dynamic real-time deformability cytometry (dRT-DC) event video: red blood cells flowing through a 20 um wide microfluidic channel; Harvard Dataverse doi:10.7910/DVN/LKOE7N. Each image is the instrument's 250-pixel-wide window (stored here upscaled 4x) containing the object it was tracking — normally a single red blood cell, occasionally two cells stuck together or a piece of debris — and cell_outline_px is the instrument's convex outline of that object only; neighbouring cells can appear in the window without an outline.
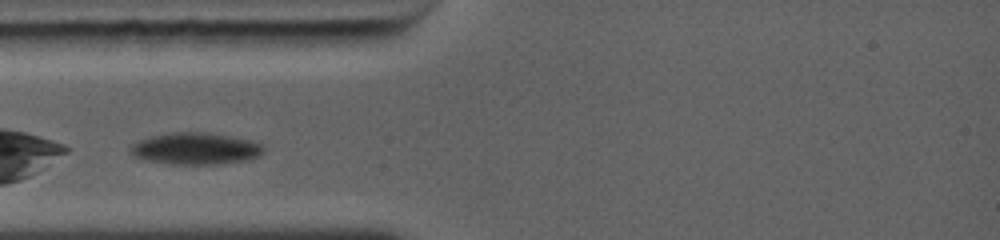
{"species": "common noctule bat (a hibernating species)", "species_latin": "Nyctalus noctula", "temperature_condition": "warm", "stored_images_in_passage": 4, "camera_frame_rate_fps": 5000, "um_per_image_px": 0.085, "animal": {"sex": "female", "body_mass_g": 19.0, "forearm_length_mm": 56.7}, "frame": {"image": 1, "passage_image": 2, "time_ms": 0.6, "image_size_px": [1000, 240], "cell_outline_px": [[264, 152], [248, 160], [220, 164], [172, 164], [144, 160], [128, 152], [128, 148], [136, 140], [152, 136], [172, 132], [208, 132], [248, 140], [260, 144], [264, 148]], "centroid_in_image_um": [16.56, 12.63], "position_along_channel_um": 68.4, "area_um2": 24.68}}
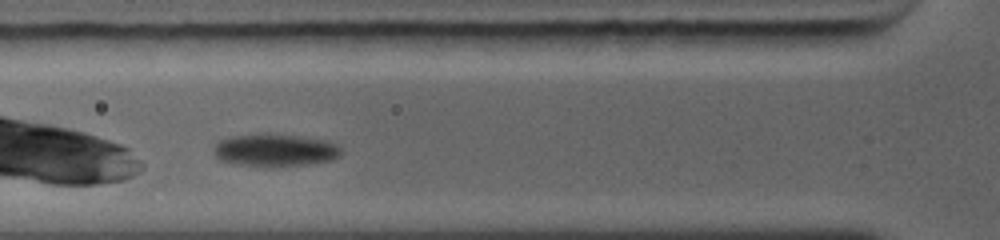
{"frame": {"image": 2, "passage_image": 3, "time_ms": 1.4, "image_size_px": [1000, 240], "cell_outline_px": [[340, 156], [332, 160], [308, 164], [232, 164], [220, 160], [212, 152], [212, 148], [220, 140], [232, 136], [268, 132], [328, 140], [336, 144], [340, 148]], "centroid_in_image_um": [23.36, 12.71], "position_along_channel_um": 102.4, "area_um2": 23.81}}
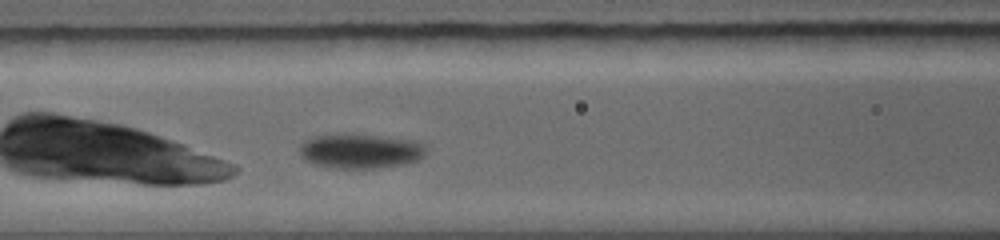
{"frame": {"image": 3, "passage_image": 4, "time_ms": 2.2, "image_size_px": [1000, 240], "cell_outline_px": [[428, 152], [424, 156], [416, 160], [404, 164], [376, 168], [328, 168], [312, 164], [304, 160], [300, 156], [300, 144], [304, 140], [312, 136], [376, 136], [412, 140], [424, 144]], "centroid_in_image_um": [30.61, 12.88], "position_along_channel_um": 136.0, "area_um2": 25.14}}